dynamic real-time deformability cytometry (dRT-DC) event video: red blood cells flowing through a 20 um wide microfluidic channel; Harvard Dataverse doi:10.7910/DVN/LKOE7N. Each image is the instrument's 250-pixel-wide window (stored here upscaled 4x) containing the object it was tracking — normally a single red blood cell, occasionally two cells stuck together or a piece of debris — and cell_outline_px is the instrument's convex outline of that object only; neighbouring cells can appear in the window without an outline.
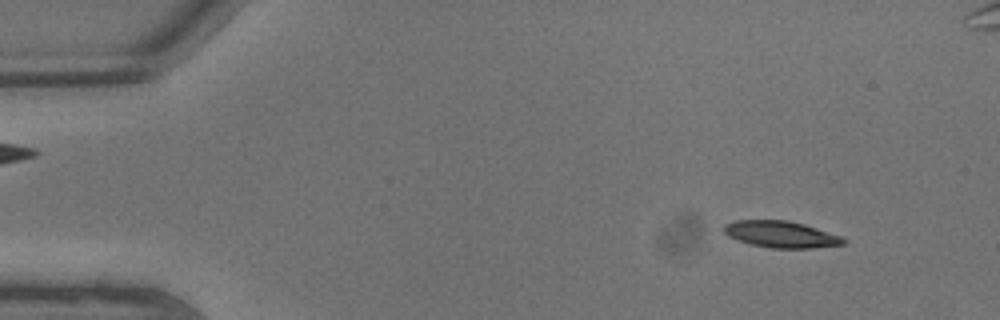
{"species": "common noctule bat (a hibernating species)", "species_latin": "Nyctalus noctula", "temperature_condition": "warm", "stored_images_in_passage": 8, "segment_of_instrument_passage": [1, 2], "camera_frame_rate_fps": 3000, "um_per_image_px": 0.085, "animal": {"sex": "male", "body_mass_g": 13.3}, "frame": {"image": 1, "passage_image": 2, "time_ms": 0.333, "image_size_px": [1000, 320], "cell_outline_px": [[848, 240], [844, 244], [812, 248], [768, 248], [752, 244], [728, 236], [724, 232], [724, 224], [736, 220], [788, 220], [804, 224], [840, 236]], "centroid_in_image_um": [66.39, 19.91], "position_along_channel_um": 18.6, "area_um2": 18.38}}
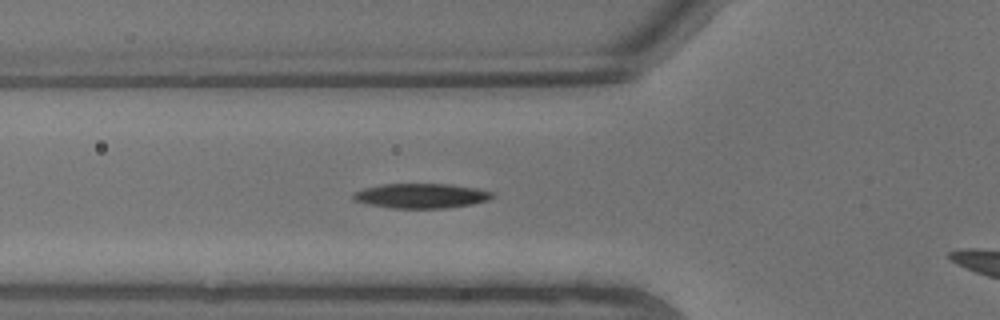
{"frame": {"image": 2, "passage_image": 7, "time_ms": 2.0, "image_size_px": [1000, 320], "cell_outline_px": [[496, 196], [488, 200], [472, 204], [448, 208], [388, 208], [368, 204], [352, 200], [352, 192], [364, 188], [384, 184], [448, 184], [476, 188], [492, 192]], "centroid_in_image_um": [35.77, 16.65], "position_along_channel_um": 90.0, "area_um2": 20.17}}